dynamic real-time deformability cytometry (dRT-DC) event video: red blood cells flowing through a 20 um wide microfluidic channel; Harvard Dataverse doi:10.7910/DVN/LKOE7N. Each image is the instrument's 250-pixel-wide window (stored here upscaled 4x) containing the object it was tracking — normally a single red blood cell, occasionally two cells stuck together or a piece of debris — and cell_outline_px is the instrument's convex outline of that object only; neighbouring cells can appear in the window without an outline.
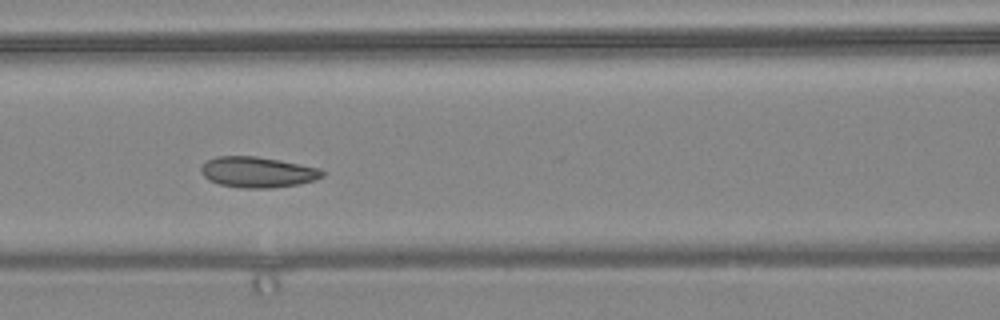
{"species": "common noctule bat (a hibernating species)", "species_latin": "Nyctalus noctula", "temperature_condition": "warm", "stored_images_in_passage": 11, "camera_frame_rate_fps": 3000, "um_per_image_px": 0.085, "animal": {"sex": "female", "body_mass_g": 24.6, "forearm_length_mm": 56.2}, "frame": {"image": 1, "passage_image": 4, "time_ms": 1.0, "image_size_px": [1000, 320], "cell_outline_px": [[324, 176], [316, 180], [296, 184], [268, 188], [240, 188], [220, 184], [208, 180], [200, 172], [200, 168], [208, 160], [216, 156], [256, 156], [280, 160], [320, 168], [324, 172]], "centroid_in_image_um": [21.89, 14.63], "position_along_channel_um": 144.7, "area_um2": 21.68}}
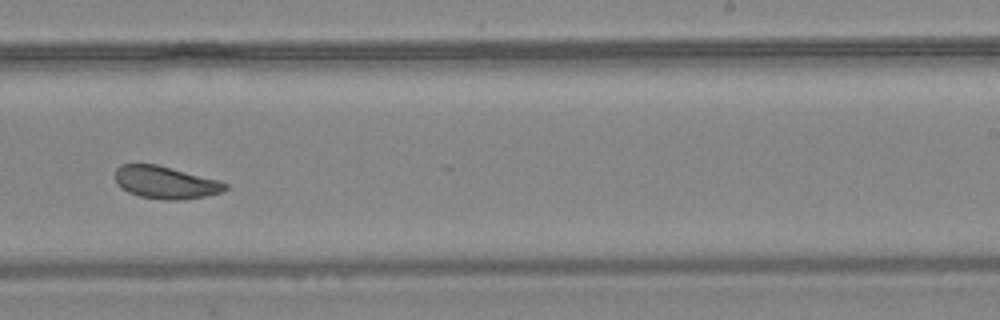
{"frame": {"image": 2, "passage_image": 7, "time_ms": 2.0, "image_size_px": [1000, 320], "cell_outline_px": [[228, 188], [224, 192], [204, 196], [176, 200], [164, 200], [140, 196], [128, 192], [120, 188], [116, 184], [116, 168], [120, 164], [156, 164], [220, 180], [228, 184]], "centroid_in_image_um": [14.08, 15.5], "position_along_channel_um": 274.9, "area_um2": 20.92}}
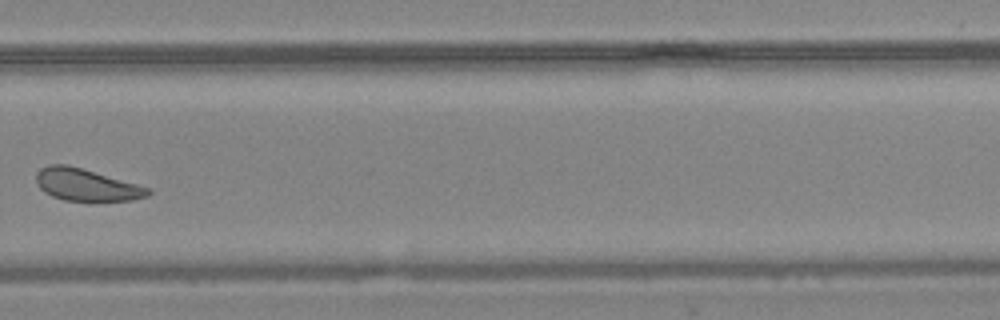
{"frame": {"image": 3, "passage_image": 8, "time_ms": 2.333, "image_size_px": [1000, 320], "cell_outline_px": [[152, 192], [148, 196], [132, 200], [64, 200], [52, 196], [44, 192], [40, 188], [36, 180], [36, 172], [40, 168], [48, 164], [68, 164], [136, 184], [148, 188]], "centroid_in_image_um": [7.29, 15.69], "position_along_channel_um": 322.5, "area_um2": 20.63}}